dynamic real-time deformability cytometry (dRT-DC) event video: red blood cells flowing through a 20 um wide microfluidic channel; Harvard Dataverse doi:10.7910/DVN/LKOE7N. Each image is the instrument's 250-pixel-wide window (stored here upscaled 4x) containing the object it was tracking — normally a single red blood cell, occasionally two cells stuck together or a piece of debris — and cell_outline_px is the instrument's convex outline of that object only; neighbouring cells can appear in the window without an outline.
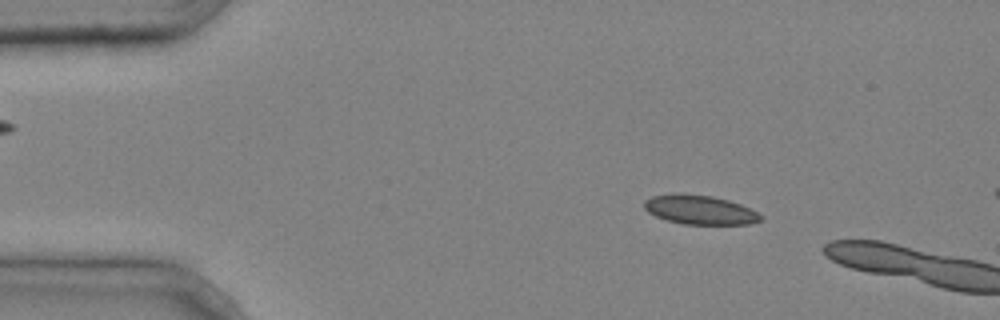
{"species": "common noctule bat (a hibernating species)", "species_latin": "Nyctalus noctula", "temperature_condition": "cold", "stored_images_in_passage": 3, "camera_frame_rate_fps": 3000, "um_per_image_px": 0.085, "animal": {"sex": "male", "body_mass_g": 20.4}, "frame": {"image": 1, "passage_image": 2, "time_ms": 0.333, "image_size_px": [1000, 320], "cell_outline_px": [[764, 216], [760, 220], [752, 224], [684, 224], [668, 220], [656, 216], [648, 212], [644, 208], [644, 200], [652, 196], [676, 192], [712, 196], [728, 200], [740, 204]], "centroid_in_image_um": [59.46, 17.82], "position_along_channel_um": 25.5, "area_um2": 19.83}}